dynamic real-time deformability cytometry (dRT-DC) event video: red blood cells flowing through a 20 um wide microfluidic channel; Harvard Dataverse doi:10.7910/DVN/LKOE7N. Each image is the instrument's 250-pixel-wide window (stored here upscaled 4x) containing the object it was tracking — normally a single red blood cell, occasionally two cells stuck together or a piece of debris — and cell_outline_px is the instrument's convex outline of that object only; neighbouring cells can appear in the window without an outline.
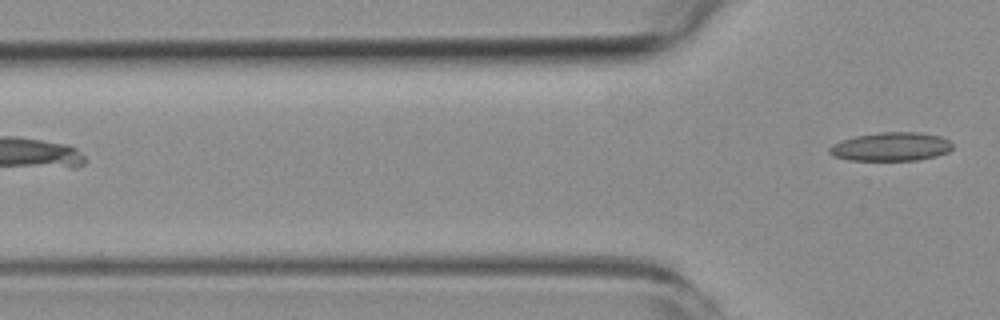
{"species": "common noctule bat (a hibernating species)", "species_latin": "Nyctalus noctula", "temperature_condition": "room temperature", "stored_images_in_passage": 3, "camera_frame_rate_fps": 3000, "um_per_image_px": 0.085, "animal": {"sex": "female", "body_mass_g": 19.3, "forearm_length_mm": 54.1}, "frame": {"image": 1, "passage_image": 3, "time_ms": 2.667, "image_size_px": [1000, 320], "cell_outline_px": [[952, 148], [948, 152], [936, 156], [916, 160], [848, 160], [832, 156], [828, 152], [828, 148], [832, 144], [840, 140], [856, 136], [880, 132], [920, 132], [940, 136], [948, 140], [952, 144]], "centroid_in_image_um": [75.7, 12.46], "position_along_channel_um": 50.1, "area_um2": 20.63}}